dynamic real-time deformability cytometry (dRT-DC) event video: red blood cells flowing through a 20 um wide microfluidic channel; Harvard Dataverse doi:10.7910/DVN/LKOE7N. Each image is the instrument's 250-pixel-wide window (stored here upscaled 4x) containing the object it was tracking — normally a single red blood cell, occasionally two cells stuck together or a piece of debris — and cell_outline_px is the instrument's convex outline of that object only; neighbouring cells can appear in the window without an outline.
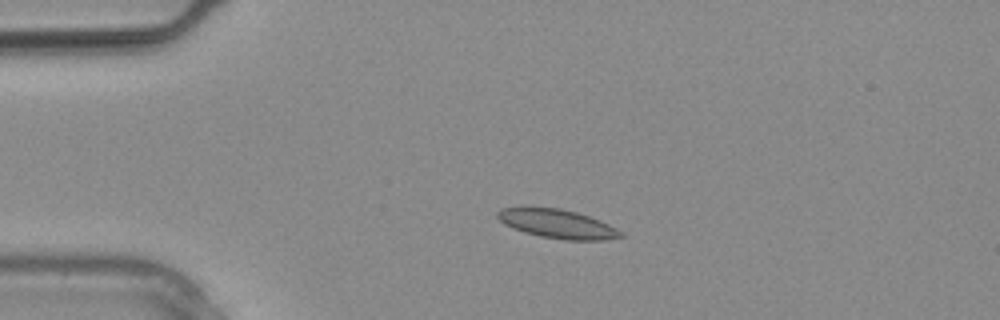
{"species": "common noctule bat (a hibernating species)", "species_latin": "Nyctalus noctula", "temperature_condition": "warm", "stored_images_in_passage": 2, "camera_frame_rate_fps": 3000, "um_per_image_px": 0.085, "animal": {"sex": "male", "body_mass_g": 20.4}, "frame": {"image": 1, "passage_image": 1, "time_ms": 0.0, "image_size_px": [1000, 320], "cell_outline_px": [[624, 236], [600, 240], [564, 240], [540, 236], [524, 232], [512, 228], [504, 224], [496, 216], [496, 212], [500, 208], [520, 204], [524, 204], [560, 208], [576, 212], [588, 216], [608, 224], [616, 228]], "centroid_in_image_um": [47.23, 18.97], "position_along_channel_um": 37.8, "area_um2": 21.33}}
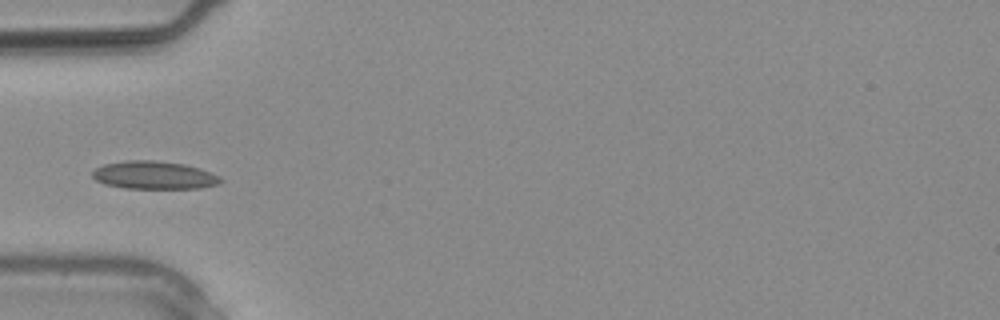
{"frame": {"image": 2, "passage_image": 2, "time_ms": 0.333, "image_size_px": [1000, 320], "cell_outline_px": [[224, 180], [220, 184], [200, 188], [124, 188], [104, 184], [96, 180], [92, 176], [92, 172], [96, 168], [104, 164], [128, 160], [152, 160], [184, 164], [200, 168], [220, 176]], "centroid_in_image_um": [13.12, 14.89], "position_along_channel_um": 71.9, "area_um2": 20.92}}